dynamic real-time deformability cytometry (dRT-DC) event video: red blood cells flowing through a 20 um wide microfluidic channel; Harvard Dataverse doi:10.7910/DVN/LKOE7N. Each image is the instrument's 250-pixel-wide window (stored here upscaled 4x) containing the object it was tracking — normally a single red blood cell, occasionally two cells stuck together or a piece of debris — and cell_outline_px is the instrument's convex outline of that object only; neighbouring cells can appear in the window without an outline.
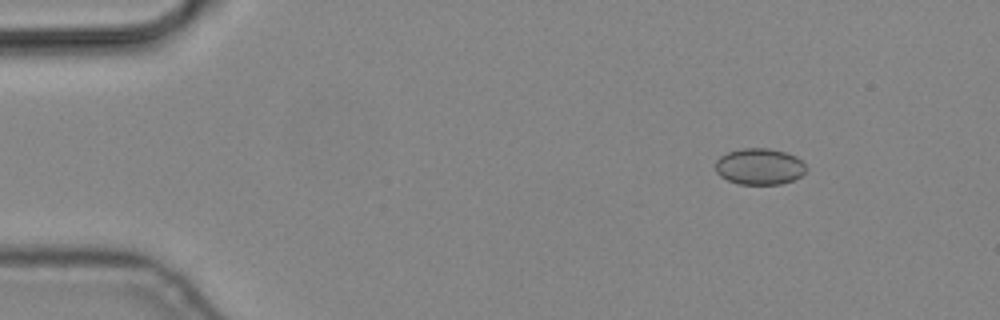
{"species": "common noctule bat (a hibernating species)", "species_latin": "Nyctalus noctula", "temperature_condition": "cold", "stored_images_in_passage": 6, "camera_frame_rate_fps": 3000, "um_per_image_px": 0.085, "animal": {"sex": "male", "body_mass_g": 19.2, "forearm_length_mm": 51.8}, "frame": {"image": 1, "passage_image": 3, "time_ms": 0.667, "image_size_px": [1000, 320], "cell_outline_px": [[804, 172], [800, 176], [792, 180], [780, 184], [740, 184], [728, 180], [720, 176], [716, 172], [716, 160], [720, 156], [728, 152], [744, 148], [768, 148], [784, 152], [796, 156], [804, 164]], "centroid_in_image_um": [64.52, 14.15], "position_along_channel_um": 20.5, "area_um2": 18.96}}
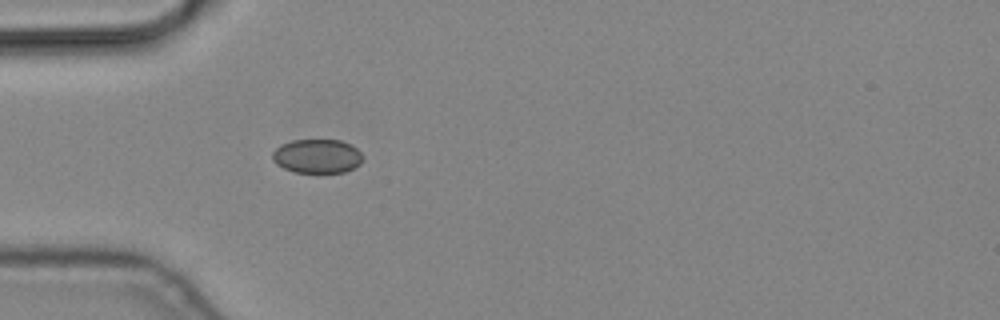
{"frame": {"image": 2, "passage_image": 6, "time_ms": 1.667, "image_size_px": [1000, 320], "cell_outline_px": [[364, 156], [360, 164], [344, 172], [296, 172], [284, 168], [276, 164], [272, 160], [272, 152], [280, 144], [292, 140], [340, 140], [352, 144]], "centroid_in_image_um": [26.95, 13.26], "position_along_channel_um": 58.0, "area_um2": 17.98}}